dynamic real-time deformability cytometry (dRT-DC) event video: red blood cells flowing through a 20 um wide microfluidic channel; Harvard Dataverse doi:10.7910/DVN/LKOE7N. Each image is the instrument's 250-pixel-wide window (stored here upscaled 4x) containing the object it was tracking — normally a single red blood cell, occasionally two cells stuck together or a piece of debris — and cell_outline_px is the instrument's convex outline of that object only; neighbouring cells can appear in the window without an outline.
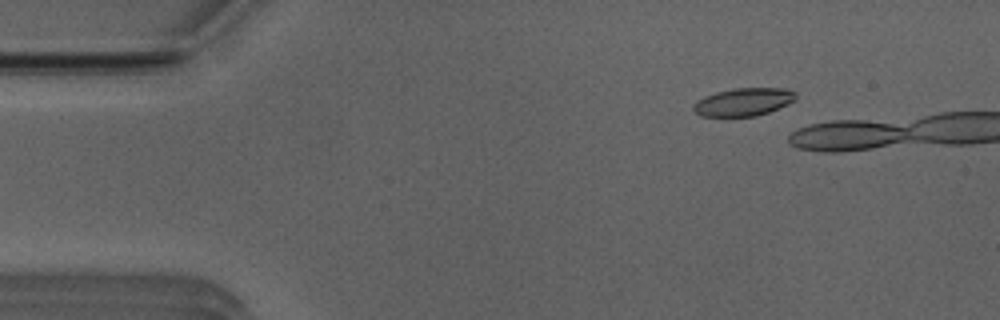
{"species": "Egyptian fruit bat (a non-hibernating species)", "species_latin": "Rousettus aegyptiacus", "temperature_condition": "room temperature", "stored_images_in_passage": 12, "camera_frame_rate_fps": 3000, "um_per_image_px": 0.085, "animal": {"sex": "male"}, "frame": {"image": 1, "passage_image": 7, "time_ms": 2.0, "image_size_px": [1000, 320], "cell_outline_px": [[796, 100], [788, 104], [768, 112], [756, 116], [700, 116], [692, 108], [692, 104], [696, 100], [704, 96], [716, 92], [736, 88], [788, 88], [796, 92]], "centroid_in_image_um": [63.2, 8.66], "position_along_channel_um": 21.8, "area_um2": 16.76}}